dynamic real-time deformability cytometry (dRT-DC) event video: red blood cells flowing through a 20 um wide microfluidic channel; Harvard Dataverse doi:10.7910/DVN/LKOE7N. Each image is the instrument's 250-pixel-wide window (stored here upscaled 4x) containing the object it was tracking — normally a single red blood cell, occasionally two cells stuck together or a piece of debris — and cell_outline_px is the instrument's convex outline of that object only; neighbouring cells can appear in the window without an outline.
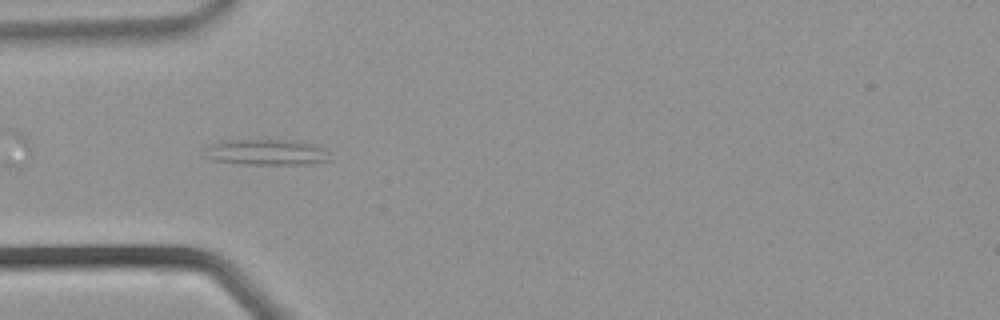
{"species": "common noctule bat (a hibernating species)", "species_latin": "Nyctalus noctula", "temperature_condition": "warm", "stored_images_in_passage": 26, "camera_frame_rate_fps": 3000, "um_per_image_px": 0.085, "animal": {"sex": "male", "body_mass_g": 21.5, "forearm_length_mm": 52.0}, "frame": {"image": 1, "passage_image": 1, "time_ms": 0.0, "image_size_px": [1000, 320], "cell_outline_px": [[328, 160], [300, 164], [244, 164], [212, 160], [204, 156], [208, 148], [216, 144], [244, 140], [276, 140], [304, 144], [320, 148]], "centroid_in_image_um": [22.53, 12.98], "position_along_channel_um": 62.5, "area_um2": 17.28}}
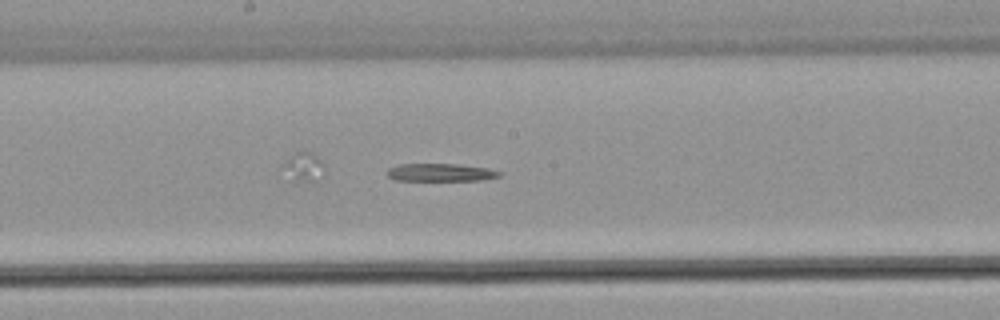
{"frame": {"image": 2, "passage_image": 9, "time_ms": 2.667, "image_size_px": [1000, 320], "cell_outline_px": [[504, 172], [500, 176], [484, 180], [396, 180], [388, 176], [388, 168], [400, 164], [456, 164], [488, 168]], "centroid_in_image_um": [37.51, 14.65], "position_along_channel_um": 210.7, "area_um2": 11.56}}
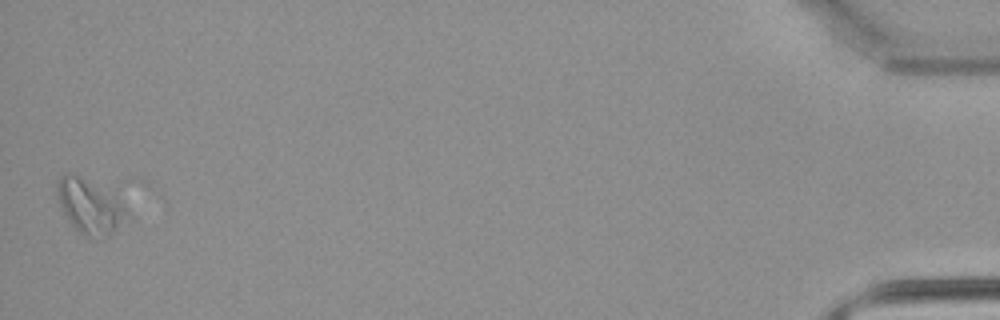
{"frame": {"image": 3, "passage_image": 26, "time_ms": 8.333, "image_size_px": [1000, 320], "cell_outline_px": [[128, 216], [104, 240], [96, 240], [84, 236], [72, 224], [64, 212], [60, 204], [56, 188], [56, 184], [60, 176], [76, 176], [120, 204]], "centroid_in_image_um": [7.56, 17.69], "position_along_channel_um": 427.6, "area_um2": 20.17}}